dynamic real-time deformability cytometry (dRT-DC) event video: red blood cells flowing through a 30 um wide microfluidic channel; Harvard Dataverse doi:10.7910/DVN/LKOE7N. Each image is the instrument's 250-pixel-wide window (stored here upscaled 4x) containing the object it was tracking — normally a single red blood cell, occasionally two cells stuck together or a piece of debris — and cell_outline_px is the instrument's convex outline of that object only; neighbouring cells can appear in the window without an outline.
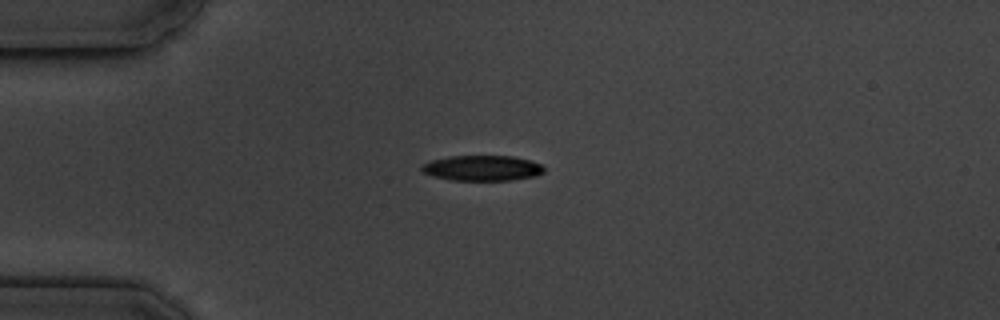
{"species": "common noctule bat (a hibernating species)", "species_latin": "Nyctalus noctula", "temperature_condition": "cold", "stored_images_in_passage": 1, "camera_frame_rate_fps": 3000, "um_per_image_px": 0.085, "animal": {"sex": "male", "body_mass_g": 19.5, "forearm_length_mm": 54.6}, "frame": {"image": 1, "passage_image": 1, "time_ms": 0.0, "image_size_px": [1000, 320], "cell_outline_px": [[544, 172], [536, 176], [512, 180], [452, 180], [432, 176], [424, 172], [420, 168], [420, 164], [432, 160], [448, 156], [512, 156], [528, 160], [540, 164], [544, 168]], "centroid_in_image_um": [40.96, 14.29], "position_along_channel_um": 44.0, "area_um2": 18.09}}